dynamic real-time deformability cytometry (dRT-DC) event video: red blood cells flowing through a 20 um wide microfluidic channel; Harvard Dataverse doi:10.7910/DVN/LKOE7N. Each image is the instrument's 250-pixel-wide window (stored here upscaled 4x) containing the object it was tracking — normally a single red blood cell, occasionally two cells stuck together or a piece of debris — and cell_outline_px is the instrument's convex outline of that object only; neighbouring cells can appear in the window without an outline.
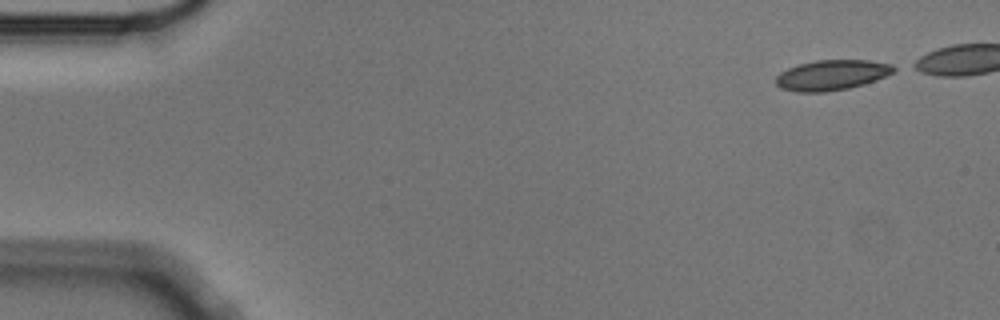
{"species": "Egyptian fruit bat (a non-hibernating species)", "species_latin": "Rousettus aegyptiacus", "temperature_condition": "cold", "stored_images_in_passage": 7, "camera_frame_rate_fps": 3000, "um_per_image_px": 0.085, "animal": {"sex": "male"}, "frame": {"image": 1, "passage_image": 1, "time_ms": 0.0, "image_size_px": [1000, 320], "cell_outline_px": [[900, 68], [876, 80], [864, 84], [848, 88], [824, 92], [796, 92], [780, 88], [776, 84], [776, 76], [780, 72], [788, 68], [800, 64], [816, 60], [868, 60], [892, 64]], "centroid_in_image_um": [70.7, 6.38], "position_along_channel_um": 14.3, "area_um2": 20.81}}
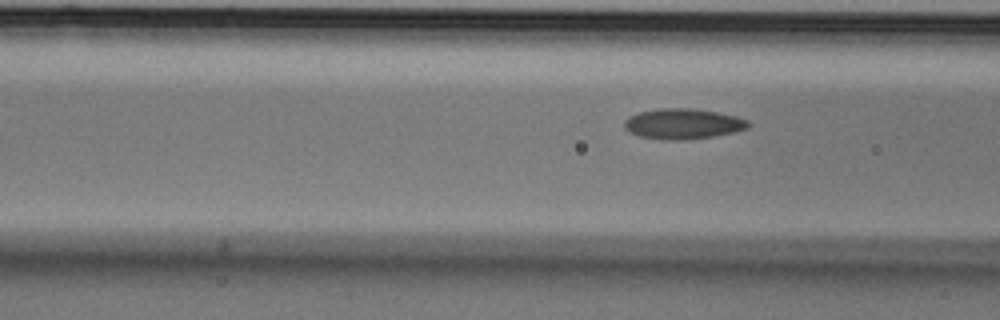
{"frame": {"image": 2, "passage_image": 6, "time_ms": 1.667, "image_size_px": [1000, 320], "cell_outline_px": [[752, 124], [748, 128], [732, 132], [712, 136], [684, 140], [668, 140], [640, 136], [628, 132], [624, 128], [624, 120], [628, 116], [640, 112], [660, 108], [692, 108], [716, 112], [736, 116], [748, 120]], "centroid_in_image_um": [58.04, 10.52], "position_along_channel_um": 108.6, "area_um2": 21.96}}